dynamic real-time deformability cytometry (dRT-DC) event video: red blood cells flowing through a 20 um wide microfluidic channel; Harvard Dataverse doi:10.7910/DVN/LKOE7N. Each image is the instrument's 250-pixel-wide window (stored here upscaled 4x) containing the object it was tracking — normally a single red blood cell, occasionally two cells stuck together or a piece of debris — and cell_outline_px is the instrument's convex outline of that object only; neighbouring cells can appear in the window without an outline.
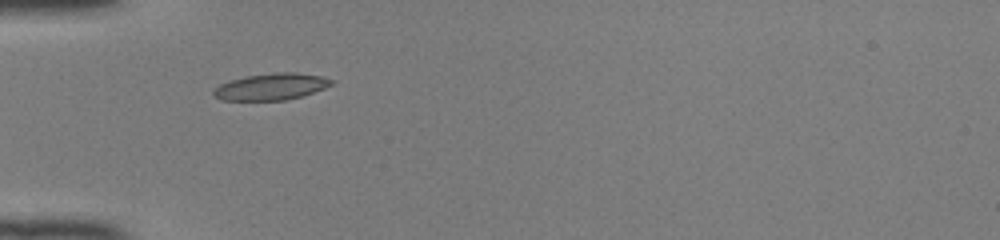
{"species": "common noctule bat (a hibernating species)", "species_latin": "Nyctalus noctula", "temperature_condition": "room temperature", "stored_images_in_passage": 28, "camera_frame_rate_fps": 3000, "um_per_image_px": 0.085, "animal": {"sex": "female", "body_mass_g": 22.0, "forearm_length_mm": 56.7}, "frame": {"image": 1, "passage_image": 1, "time_ms": 0.0, "image_size_px": [1000, 240], "cell_outline_px": [[336, 80], [332, 84], [324, 88], [300, 96], [284, 100], [220, 100], [212, 96], [212, 92], [220, 84], [244, 76], [276, 72], [296, 72], [320, 76]], "centroid_in_image_um": [23.03, 7.36], "position_along_channel_um": 62.0, "area_um2": 18.21}}
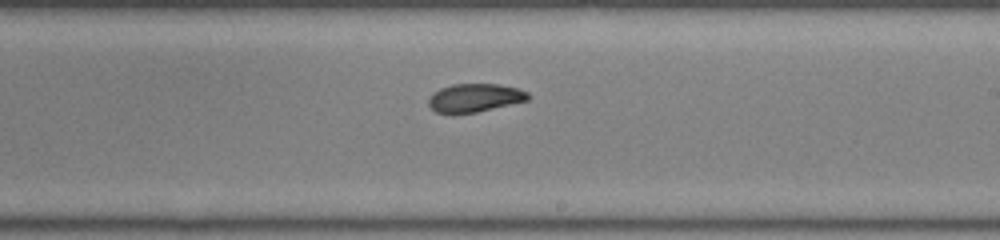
{"frame": {"image": 2, "passage_image": 15, "time_ms": 4.667, "image_size_px": [1000, 240], "cell_outline_px": [[532, 96], [528, 100], [476, 112], [452, 116], [436, 112], [428, 104], [428, 100], [432, 92], [440, 88], [452, 84], [500, 84], [516, 88], [528, 92]], "centroid_in_image_um": [40.31, 8.33], "position_along_channel_um": 248.7, "area_um2": 16.82}}
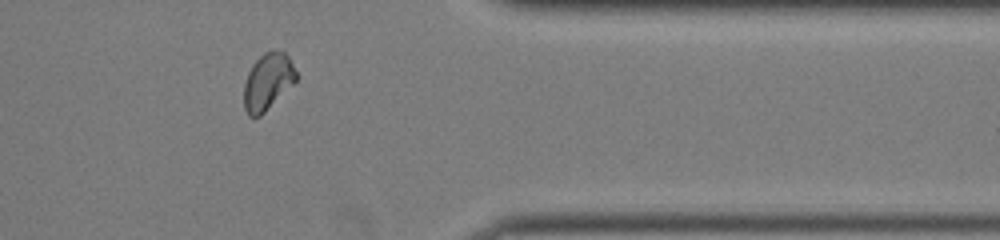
{"frame": {"image": 3, "passage_image": 26, "time_ms": 8.333, "image_size_px": [1000, 240], "cell_outline_px": [[296, 80], [260, 116], [248, 116], [244, 108], [244, 84], [248, 72], [252, 64], [264, 52], [272, 48], [284, 52], [288, 56], [296, 72]], "centroid_in_image_um": [22.73, 6.9], "position_along_channel_um": 388.7, "area_um2": 17.05}, "authors_computed_cell_mechanics": {"area_um2": 17.1377, "velocity_mm_per_s": 4.1061, "shape_relaxation_time_tau1_ms": 2.7691, "shape_relaxation_time_tau2_ms": 5.0309, "deformation_change_tau1": 0.1122, "deformation_change_tau2": 0.0892}}